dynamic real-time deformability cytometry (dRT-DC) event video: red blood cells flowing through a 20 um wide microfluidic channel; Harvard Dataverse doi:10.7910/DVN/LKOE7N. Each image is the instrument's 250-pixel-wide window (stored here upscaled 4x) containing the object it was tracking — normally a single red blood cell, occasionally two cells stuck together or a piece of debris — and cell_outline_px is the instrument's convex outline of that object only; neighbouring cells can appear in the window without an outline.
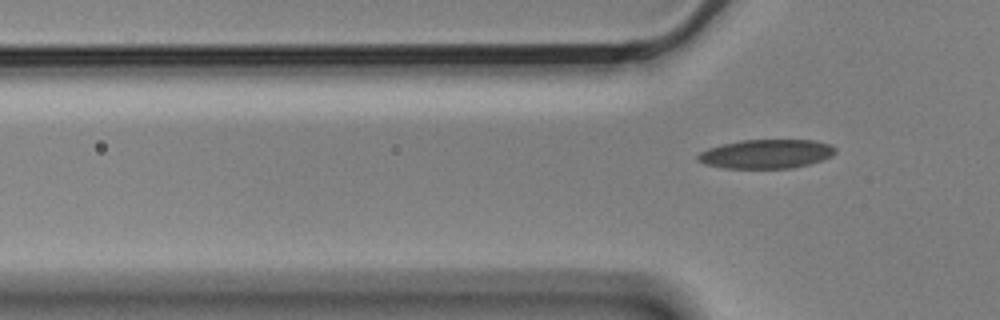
{"species": "Egyptian fruit bat (a non-hibernating species)", "species_latin": "Rousettus aegyptiacus", "temperature_condition": "cold", "stored_images_in_passage": 5, "segment_of_instrument_passage": [2, 2], "camera_frame_rate_fps": 3000, "um_per_image_px": 0.085, "animal": {"sex": "male"}, "frame": {"image": 1, "passage_image": 5, "time_ms": 1.333, "image_size_px": [1000, 320], "cell_outline_px": [[836, 152], [832, 156], [808, 164], [792, 168], [724, 168], [704, 164], [696, 160], [696, 156], [700, 152], [708, 148], [740, 140], [816, 140], [828, 144], [836, 148]], "centroid_in_image_um": [65.11, 13.08], "position_along_channel_um": 60.7, "area_um2": 23.24}}